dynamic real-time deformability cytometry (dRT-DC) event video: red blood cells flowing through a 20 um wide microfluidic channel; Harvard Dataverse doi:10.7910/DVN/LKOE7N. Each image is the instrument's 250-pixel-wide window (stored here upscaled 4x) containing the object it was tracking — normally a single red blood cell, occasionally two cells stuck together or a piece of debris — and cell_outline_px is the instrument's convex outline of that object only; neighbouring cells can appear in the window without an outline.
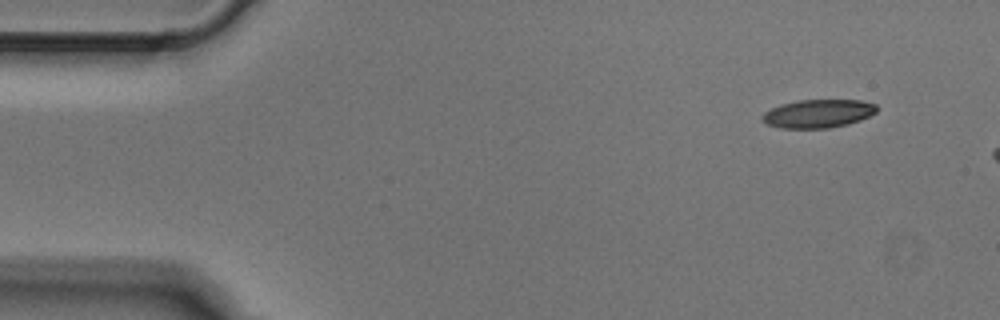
{"species": "Egyptian fruit bat (a non-hibernating species)", "species_latin": "Rousettus aegyptiacus", "temperature_condition": "cold", "stored_images_in_passage": 3, "camera_frame_rate_fps": 3000, "um_per_image_px": 0.085, "animal": {"sex": "male"}, "frame": {"image": 1, "passage_image": 1, "time_ms": 0.0, "image_size_px": [1000, 320], "cell_outline_px": [[876, 112], [860, 120], [848, 124], [828, 128], [780, 128], [768, 124], [760, 116], [764, 112], [780, 104], [800, 100], [860, 100], [876, 104]], "centroid_in_image_um": [69.53, 9.65], "position_along_channel_um": 15.5, "area_um2": 18.79}}